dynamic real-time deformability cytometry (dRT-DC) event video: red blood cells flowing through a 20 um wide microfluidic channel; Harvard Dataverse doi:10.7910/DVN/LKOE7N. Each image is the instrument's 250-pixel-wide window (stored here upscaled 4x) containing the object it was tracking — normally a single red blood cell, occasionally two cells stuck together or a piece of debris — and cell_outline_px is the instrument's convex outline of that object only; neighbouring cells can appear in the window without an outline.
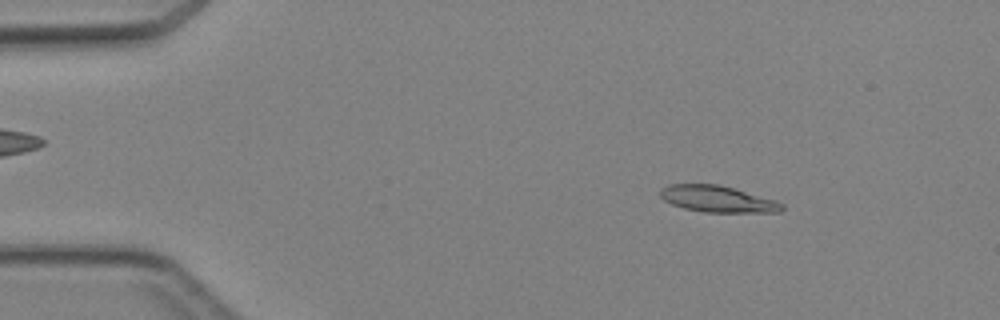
{"species": "Egyptian fruit bat (a non-hibernating species)", "species_latin": "Rousettus aegyptiacus", "temperature_condition": "cold", "stored_images_in_passage": 45, "camera_frame_rate_fps": 3000, "um_per_image_px": 0.085, "animal": {"sex": "female"}, "frame": {"image": 1, "passage_image": 6, "time_ms": 1.667, "image_size_px": [1000, 320], "cell_outline_px": [[784, 208], [780, 212], [704, 212], [684, 208], [672, 204], [664, 200], [660, 196], [660, 188], [668, 184], [720, 184], [776, 200], [784, 204]], "centroid_in_image_um": [60.99, 16.91], "position_along_channel_um": 24.0, "area_um2": 18.84}}
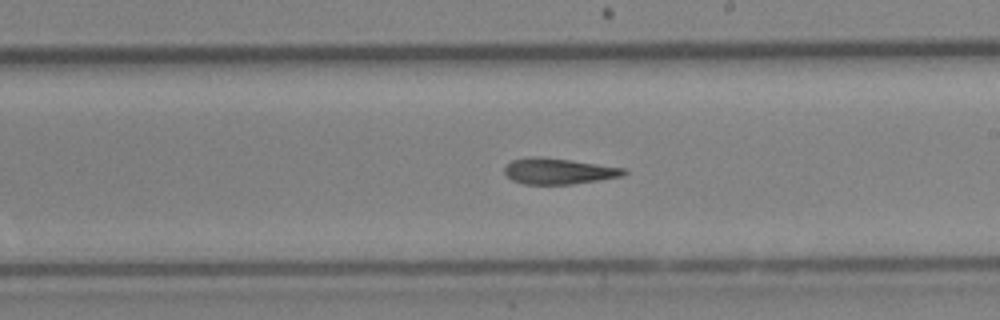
{"frame": {"image": 2, "passage_image": 26, "time_ms": 8.333, "image_size_px": [1000, 320], "cell_outline_px": [[628, 172], [624, 176], [600, 180], [572, 184], [524, 184], [512, 180], [504, 172], [504, 168], [512, 160], [532, 156], [544, 156], [628, 168]], "centroid_in_image_um": [47.54, 14.54], "position_along_channel_um": 241.5, "area_um2": 18.32}}
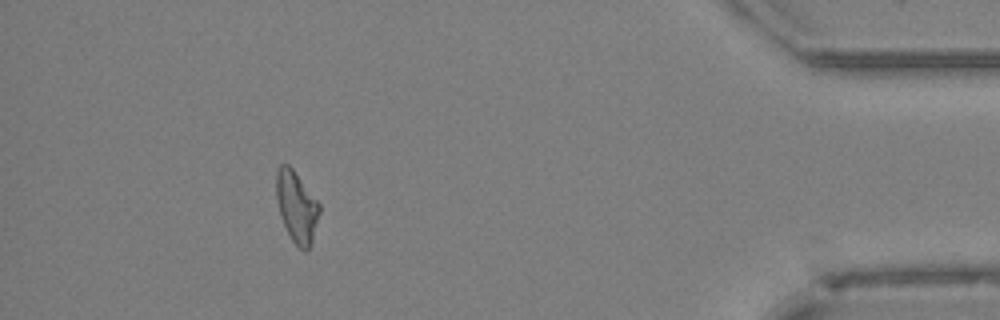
{"frame": {"image": 3, "passage_image": 41, "time_ms": 13.333, "image_size_px": [1000, 320], "cell_outline_px": [[320, 212], [312, 240], [308, 248], [304, 252], [292, 240], [284, 224], [276, 200], [276, 172], [280, 164], [288, 164], [292, 168], [320, 204]], "centroid_in_image_um": [25.21, 17.55], "position_along_channel_um": 410.0, "area_um2": 17.57}}